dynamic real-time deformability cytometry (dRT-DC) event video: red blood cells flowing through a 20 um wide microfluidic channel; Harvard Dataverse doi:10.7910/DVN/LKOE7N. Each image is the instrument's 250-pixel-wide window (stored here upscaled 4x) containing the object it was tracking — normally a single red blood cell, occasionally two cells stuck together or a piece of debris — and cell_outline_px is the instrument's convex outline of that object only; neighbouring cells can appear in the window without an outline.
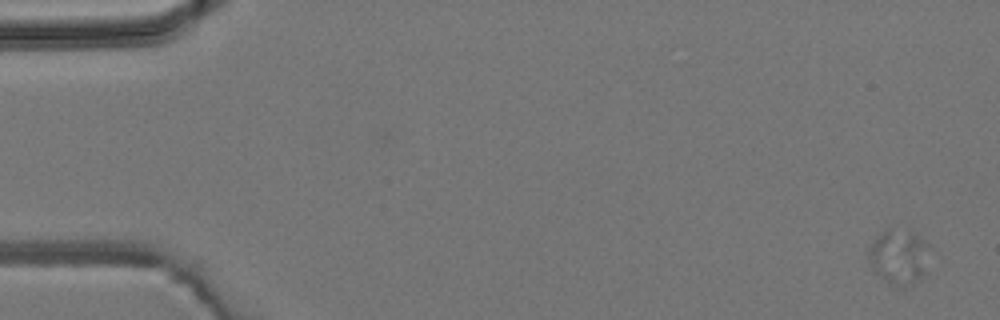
{"species": "common noctule bat (a hibernating species)", "species_latin": "Nyctalus noctula", "temperature_condition": "room temperature", "stored_images_in_passage": 5, "camera_frame_rate_fps": 3000, "um_per_image_px": 0.085, "animal": {"sex": "male", "body_mass_g": 19.2, "forearm_length_mm": 51.8}, "frame": {"image": 1, "passage_image": 1, "time_ms": 0.0, "image_size_px": [1000, 320], "cell_outline_px": [[928, 244], [924, 276], [912, 284], [900, 288], [896, 288], [880, 276], [872, 268], [868, 256], [868, 248], [888, 228], [908, 228]], "centroid_in_image_um": [76.41, 21.83], "position_along_channel_um": 8.6, "area_um2": 19.36}}
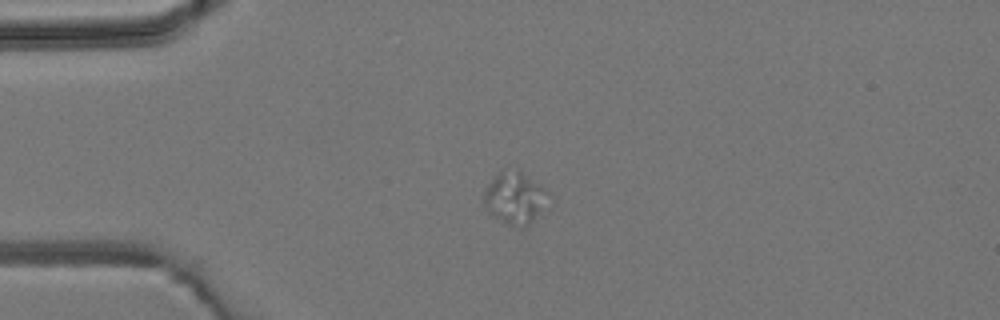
{"frame": {"image": 2, "passage_image": 4, "time_ms": 3.667, "image_size_px": [1000, 320], "cell_outline_px": [[552, 196], [532, 220], [524, 228], [508, 224], [488, 212], [484, 204], [484, 192], [488, 184], [500, 168], [520, 172], [540, 184]], "centroid_in_image_um": [43.75, 16.8], "position_along_channel_um": 41.2, "area_um2": 19.19}}